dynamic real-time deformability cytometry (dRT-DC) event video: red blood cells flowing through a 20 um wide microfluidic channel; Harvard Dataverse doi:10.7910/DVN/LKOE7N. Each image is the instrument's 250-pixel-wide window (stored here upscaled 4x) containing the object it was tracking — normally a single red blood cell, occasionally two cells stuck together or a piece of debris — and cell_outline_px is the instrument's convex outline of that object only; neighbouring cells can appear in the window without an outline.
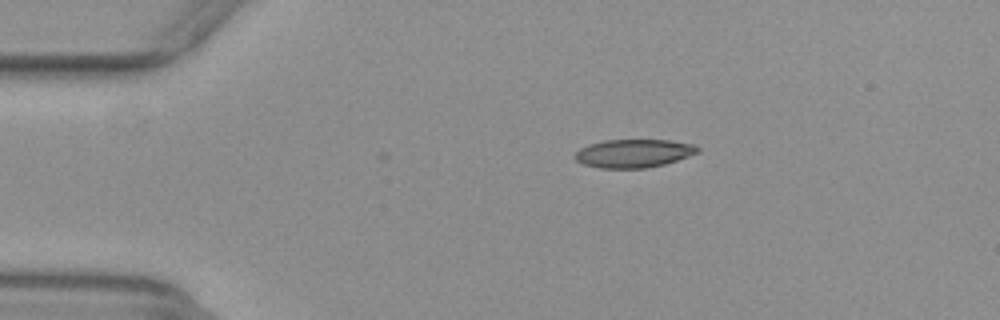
{"species": "common noctule bat (a hibernating species)", "species_latin": "Nyctalus noctula", "temperature_condition": "warm", "stored_images_in_passage": 5, "camera_frame_rate_fps": 3000, "um_per_image_px": 0.085, "animal": {"sex": "female", "body_mass_g": 29.2, "forearm_length_mm": 56.3}, "frame": {"image": 1, "passage_image": 5, "time_ms": 1.333, "image_size_px": [1000, 320], "cell_outline_px": [[700, 152], [664, 164], [648, 168], [600, 168], [584, 164], [576, 160], [572, 156], [580, 148], [588, 144], [604, 140], [668, 140], [696, 144], [700, 148]], "centroid_in_image_um": [53.86, 13.03], "position_along_channel_um": 31.1, "area_um2": 20.35}}